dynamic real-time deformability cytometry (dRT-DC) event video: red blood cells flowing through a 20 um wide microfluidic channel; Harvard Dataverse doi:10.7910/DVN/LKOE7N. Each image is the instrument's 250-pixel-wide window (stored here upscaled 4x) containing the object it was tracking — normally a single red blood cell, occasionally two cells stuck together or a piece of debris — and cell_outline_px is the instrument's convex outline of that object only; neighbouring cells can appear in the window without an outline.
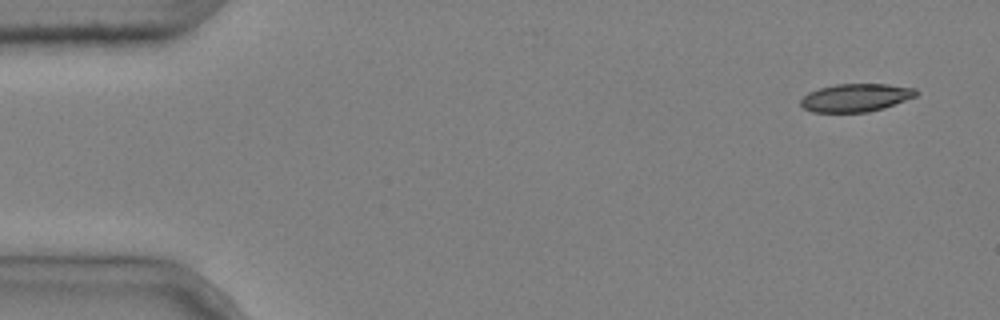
{"species": "common noctule bat (a hibernating species)", "species_latin": "Nyctalus noctula", "temperature_condition": "cold", "stored_images_in_passage": 10, "camera_frame_rate_fps": 3000, "um_per_image_px": 0.085, "animal": {"sex": "male", "body_mass_g": 20.4}, "frame": {"image": 1, "passage_image": 1, "time_ms": 0.0, "image_size_px": [1000, 320], "cell_outline_px": [[916, 96], [884, 108], [868, 112], [812, 112], [804, 108], [800, 104], [800, 100], [808, 92], [820, 88], [836, 84], [888, 84], [916, 88]], "centroid_in_image_um": [72.73, 8.3], "position_along_channel_um": 12.3, "area_um2": 18.79}}
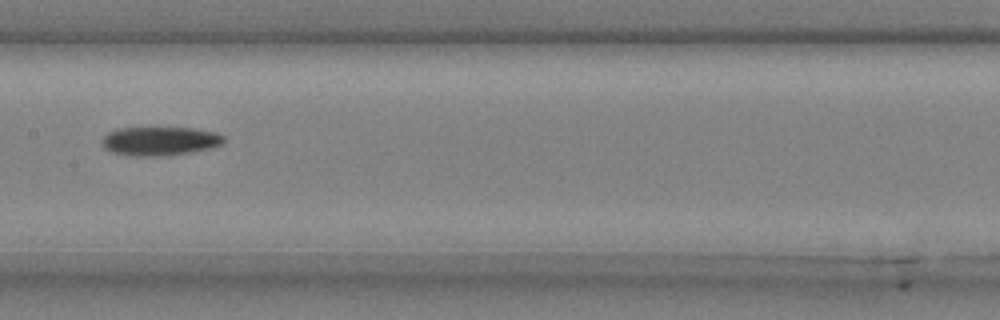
{"frame": {"image": 2, "passage_image": 7, "time_ms": 2.0, "image_size_px": [1000, 320], "cell_outline_px": [[224, 140], [220, 144], [212, 148], [172, 156], [128, 156], [112, 152], [104, 148], [104, 136], [108, 132], [116, 128], [192, 128], [216, 132], [224, 136]], "centroid_in_image_um": [13.6, 12.0], "position_along_channel_um": 193.8, "area_um2": 20.58}}
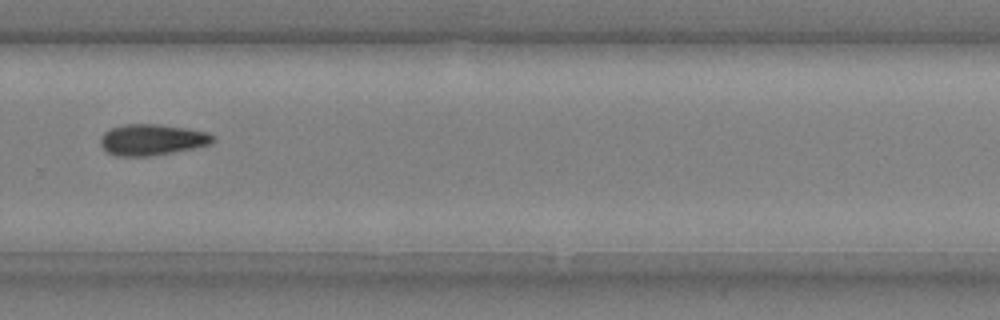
{"frame": {"image": 3, "passage_image": 10, "time_ms": 3.0, "image_size_px": [1000, 320], "cell_outline_px": [[216, 140], [212, 144], [172, 152], [148, 156], [116, 156], [108, 152], [100, 144], [100, 136], [104, 132], [112, 128], [124, 124], [160, 124], [188, 128], [208, 132], [216, 136]], "centroid_in_image_um": [12.95, 11.86], "position_along_channel_um": 316.8, "area_um2": 20.52}}